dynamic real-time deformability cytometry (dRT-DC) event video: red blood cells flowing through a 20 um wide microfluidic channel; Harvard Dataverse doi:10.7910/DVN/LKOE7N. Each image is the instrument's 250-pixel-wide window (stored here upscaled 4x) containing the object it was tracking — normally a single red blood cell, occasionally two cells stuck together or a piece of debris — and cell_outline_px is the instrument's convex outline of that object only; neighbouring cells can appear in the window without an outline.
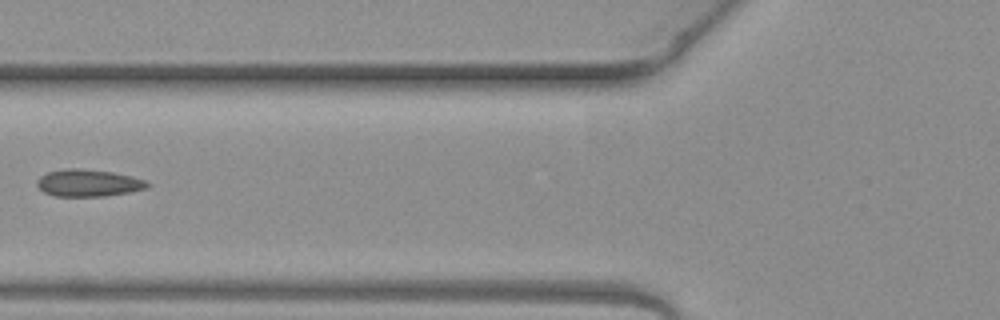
{"species": "common noctule bat (a hibernating species)", "species_latin": "Nyctalus noctula", "temperature_condition": "warm", "stored_images_in_passage": 6, "camera_frame_rate_fps": 3000, "um_per_image_px": 0.085, "animal": {"sex": "female", "body_mass_g": 19.3, "forearm_length_mm": 54.1}, "frame": {"image": 1, "passage_image": 6, "time_ms": 1.667, "image_size_px": [1000, 320], "cell_outline_px": [[152, 184], [148, 188], [128, 192], [104, 196], [56, 196], [44, 192], [36, 184], [36, 180], [40, 176], [48, 172], [64, 168], [80, 168], [112, 172], [132, 176], [144, 180]], "centroid_in_image_um": [7.51, 15.54], "position_along_channel_um": 118.3, "area_um2": 17.46}}